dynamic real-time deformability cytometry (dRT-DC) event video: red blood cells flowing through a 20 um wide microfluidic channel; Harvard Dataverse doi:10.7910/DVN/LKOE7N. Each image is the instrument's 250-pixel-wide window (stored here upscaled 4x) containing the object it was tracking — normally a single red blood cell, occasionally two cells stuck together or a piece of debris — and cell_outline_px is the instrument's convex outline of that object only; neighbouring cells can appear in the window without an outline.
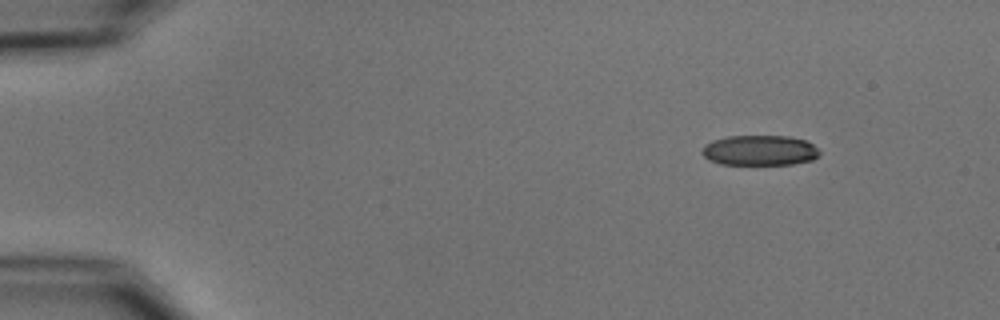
{"species": "common noctule bat (a hibernating species)", "species_latin": "Nyctalus noctula", "temperature_condition": "cold", "stored_images_in_passage": 5, "camera_frame_rate_fps": 3000, "um_per_image_px": 0.085, "animal": {"sex": "male", "body_mass_g": 15.6}, "frame": {"image": 1, "passage_image": 1, "time_ms": 0.0, "image_size_px": [1000, 320], "cell_outline_px": [[820, 156], [812, 160], [792, 164], [720, 164], [708, 160], [700, 152], [704, 144], [712, 140], [728, 136], [788, 136], [804, 140], [812, 144], [820, 152]], "centroid_in_image_um": [64.54, 12.78], "position_along_channel_um": 20.5, "area_um2": 20.81}}
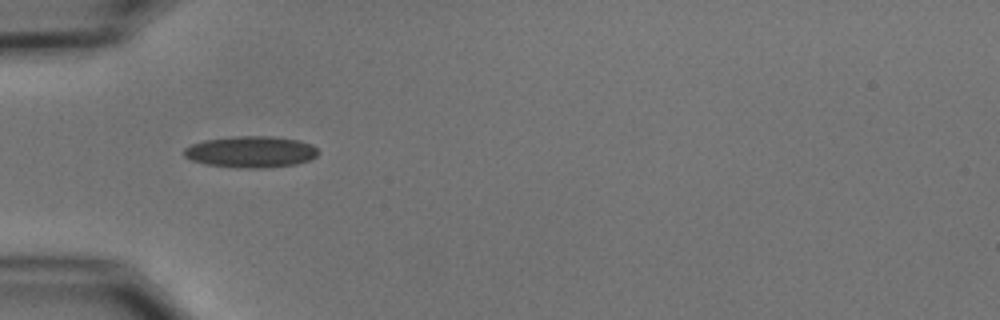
{"frame": {"image": 2, "passage_image": 4, "time_ms": 3.667, "image_size_px": [1000, 320], "cell_outline_px": [[320, 152], [312, 160], [296, 164], [264, 168], [236, 168], [204, 164], [192, 160], [184, 156], [184, 148], [192, 144], [204, 140], [240, 136], [272, 136], [300, 140], [312, 144]], "centroid_in_image_um": [21.36, 12.91], "position_along_channel_um": 63.6, "area_um2": 24.8}}